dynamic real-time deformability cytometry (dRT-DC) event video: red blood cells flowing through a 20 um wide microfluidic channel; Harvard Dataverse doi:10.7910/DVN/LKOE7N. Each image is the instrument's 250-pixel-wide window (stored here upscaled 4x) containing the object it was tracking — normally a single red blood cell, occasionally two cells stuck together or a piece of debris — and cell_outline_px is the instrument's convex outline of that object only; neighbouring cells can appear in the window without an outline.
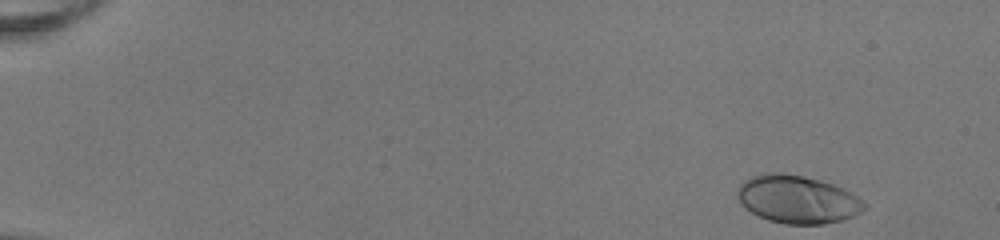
{"species": "human", "species_latin": "Homo sapiens", "temperature_condition": "room temperature", "stored_images_in_passage": 48, "camera_frame_rate_fps": 3000, "um_per_image_px": 0.085, "donor": {"sex": "female"}, "frame": {"image": 1, "passage_image": 1, "time_ms": 0.0, "image_size_px": [1000, 240], "cell_outline_px": [[868, 208], [844, 220], [824, 224], [784, 224], [768, 220], [744, 208], [740, 204], [736, 196], [736, 188], [744, 180], [752, 176], [768, 172], [780, 172], [804, 176], [820, 180], [832, 184], [864, 200], [868, 204]], "centroid_in_image_um": [67.76, 16.95], "position_along_channel_um": 17.2, "area_um2": 35.72}}
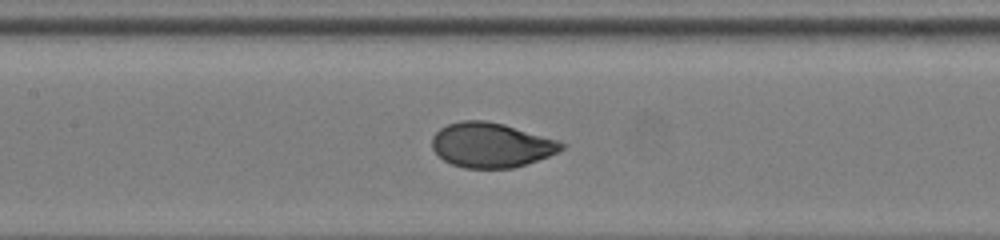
{"frame": {"image": 2, "passage_image": 23, "time_ms": 7.333, "image_size_px": [1000, 240], "cell_outline_px": [[568, 144], [564, 148], [548, 156], [512, 168], [464, 168], [452, 164], [444, 160], [432, 148], [432, 136], [440, 128], [448, 124], [460, 120], [484, 120], [504, 124], [556, 140]], "centroid_in_image_um": [41.72, 12.32], "position_along_channel_um": 165.7, "area_um2": 33.47}}
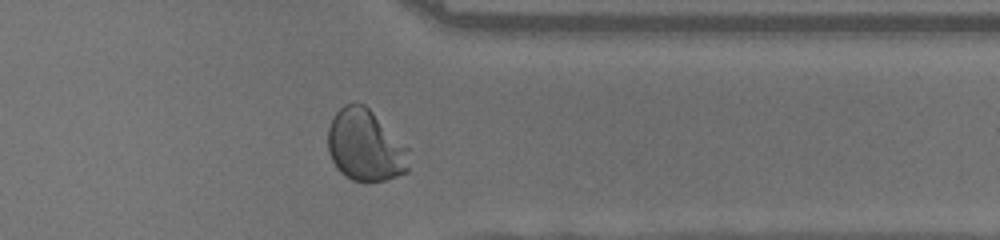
{"frame": {"image": 3, "passage_image": 39, "time_ms": 12.667, "image_size_px": [1000, 240], "cell_outline_px": [[408, 172], [384, 180], [368, 184], [352, 180], [344, 176], [336, 168], [328, 152], [328, 128], [336, 112], [344, 104], [364, 104], [408, 148]], "centroid_in_image_um": [31.03, 12.42], "position_along_channel_um": 380.4, "area_um2": 33.81}, "authors_computed_cell_mechanics": {"area_um2": 33.8419, "velocity_mm_per_s": 4.062, "shape_relaxation_time_tau1_ms": 2.967, "shape_relaxation_time_tau2_ms": null, "deformation_change_tau1": 0.1947, "deformation_change_tau2": null}}